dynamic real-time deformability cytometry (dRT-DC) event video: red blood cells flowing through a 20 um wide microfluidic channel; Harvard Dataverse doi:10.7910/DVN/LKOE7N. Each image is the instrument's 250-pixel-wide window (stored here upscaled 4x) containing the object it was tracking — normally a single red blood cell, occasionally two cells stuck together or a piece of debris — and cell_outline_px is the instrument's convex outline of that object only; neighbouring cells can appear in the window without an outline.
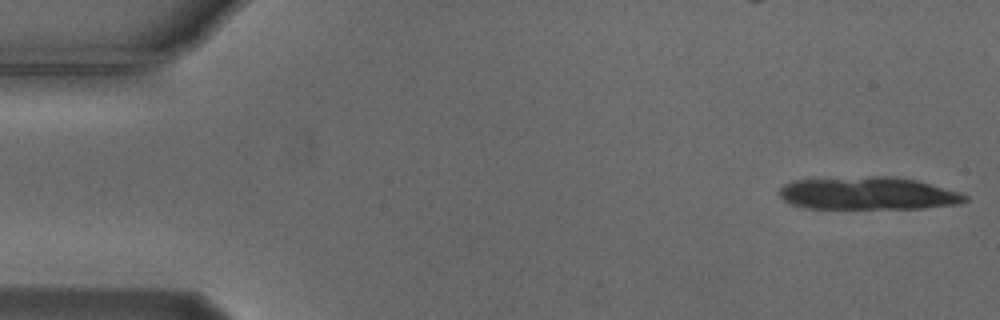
{"species": "Egyptian fruit bat (a non-hibernating species)", "species_latin": "Rousettus aegyptiacus", "temperature_condition": "cold", "stored_images_in_passage": 12, "camera_frame_rate_fps": 3000, "um_per_image_px": 0.085, "animal": {"sex": "male"}, "frame": {"image": 1, "passage_image": 1, "time_ms": 0.0, "image_size_px": [1000, 320], "cell_outline_px": [[968, 200], [956, 204], [924, 208], [804, 208], [792, 204], [784, 200], [776, 192], [784, 184], [792, 180], [868, 176], [892, 176], [916, 180], [956, 192], [968, 196]], "centroid_in_image_um": [73.71, 16.43], "position_along_channel_um": 11.3, "area_um2": 35.26}}